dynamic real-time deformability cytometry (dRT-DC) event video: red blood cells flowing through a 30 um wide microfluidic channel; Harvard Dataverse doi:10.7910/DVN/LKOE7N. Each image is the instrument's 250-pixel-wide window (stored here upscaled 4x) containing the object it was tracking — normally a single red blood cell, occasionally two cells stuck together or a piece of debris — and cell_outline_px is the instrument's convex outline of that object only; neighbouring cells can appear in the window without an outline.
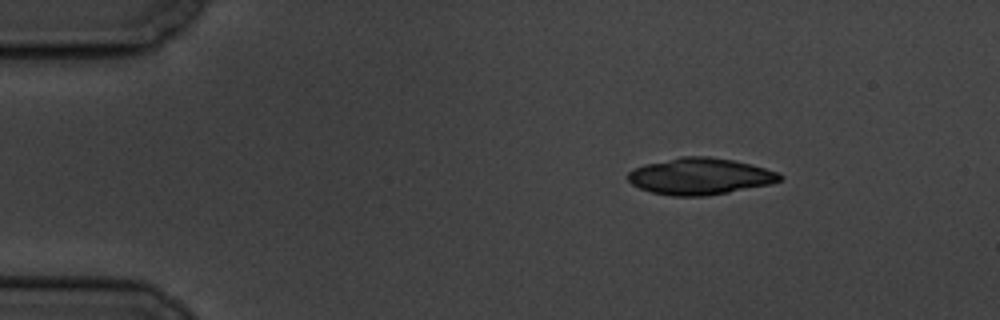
{"species": "common noctule bat (a hibernating species)", "species_latin": "Nyctalus noctula", "temperature_condition": "cold", "stored_images_in_passage": 5, "segment_of_instrument_passage": [1, 2], "camera_frame_rate_fps": 3000, "um_per_image_px": 0.085, "animal": {"sex": "male", "body_mass_g": 19.5, "forearm_length_mm": 54.6}, "frame": {"image": 1, "passage_image": 2, "time_ms": 1.0, "image_size_px": [1000, 320], "cell_outline_px": [[784, 176], [780, 180], [768, 184], [728, 192], [704, 196], [672, 196], [652, 192], [640, 188], [632, 184], [628, 180], [628, 172], [644, 164], [680, 156], [708, 156], [732, 160], [780, 172]], "centroid_in_image_um": [59.48, 14.98], "position_along_channel_um": 25.5, "area_um2": 32.14}}